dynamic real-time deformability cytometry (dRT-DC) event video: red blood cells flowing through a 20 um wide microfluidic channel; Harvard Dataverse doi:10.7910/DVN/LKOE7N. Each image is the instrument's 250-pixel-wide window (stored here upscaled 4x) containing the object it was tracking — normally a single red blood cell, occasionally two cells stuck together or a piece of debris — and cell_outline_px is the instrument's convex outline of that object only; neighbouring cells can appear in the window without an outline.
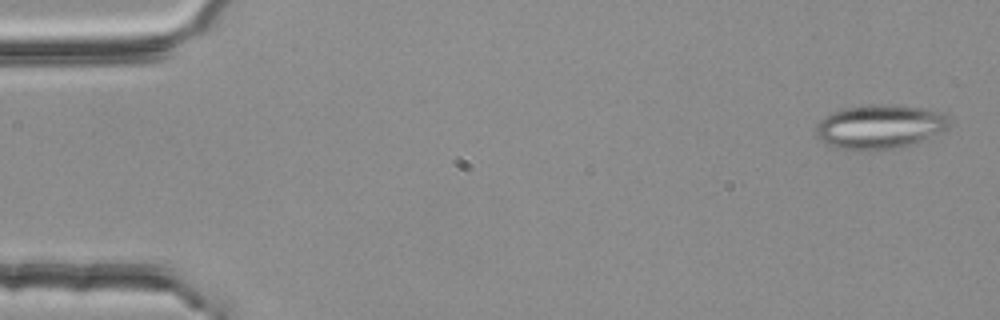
{"species": "common noctule bat (a hibernating species)", "species_latin": "Nyctalus noctula", "temperature_condition": "room temperature", "stored_images_in_passage": 54, "segment_of_instrument_passage": [1, 2], "camera_frame_rate_fps": 3000, "um_per_image_px": 0.085, "animal": {"sex": "female", "body_mass_g": 25.1}, "frame": {"image": 1, "passage_image": 2, "time_ms": 0.333, "image_size_px": [1000, 320], "cell_outline_px": [[948, 128], [920, 140], [908, 144], [892, 148], [840, 148], [824, 144], [816, 136], [816, 124], [820, 120], [832, 112], [848, 108], [868, 104], [880, 104], [924, 108], [944, 112], [948, 116]], "centroid_in_image_um": [74.75, 10.73], "position_along_channel_um": 10.2, "area_um2": 33.35}}